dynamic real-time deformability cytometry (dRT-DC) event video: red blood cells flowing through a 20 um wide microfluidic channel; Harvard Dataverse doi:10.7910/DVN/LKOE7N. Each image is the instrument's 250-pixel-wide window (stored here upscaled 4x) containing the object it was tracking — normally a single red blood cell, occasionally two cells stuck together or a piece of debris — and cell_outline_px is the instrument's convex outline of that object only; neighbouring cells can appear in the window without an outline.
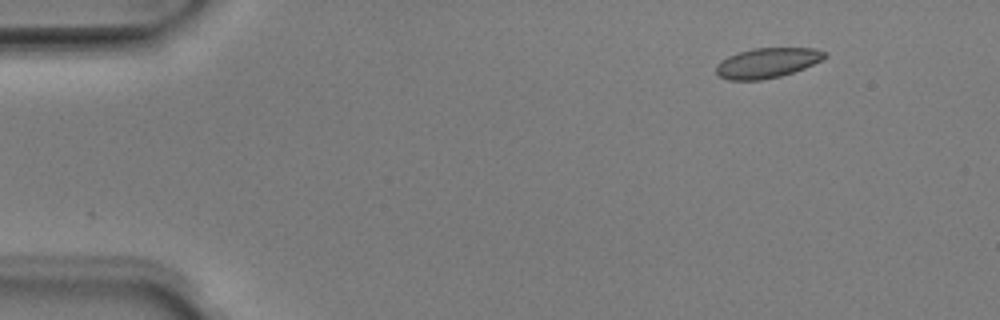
{"species": "Egyptian fruit bat (a non-hibernating species)", "species_latin": "Rousettus aegyptiacus", "temperature_condition": "room temperature", "stored_images_in_passage": 46, "camera_frame_rate_fps": 3000, "um_per_image_px": 0.085, "animal": {"sex": "male"}, "frame": {"image": 1, "passage_image": 1, "time_ms": 0.0, "image_size_px": [1000, 320], "cell_outline_px": [[828, 56], [804, 68], [780, 76], [760, 80], [728, 80], [720, 76], [716, 72], [716, 64], [720, 60], [736, 52], [752, 48], [816, 48], [828, 52]], "centroid_in_image_um": [65.19, 5.33], "position_along_channel_um": 19.8, "area_um2": 19.07}}
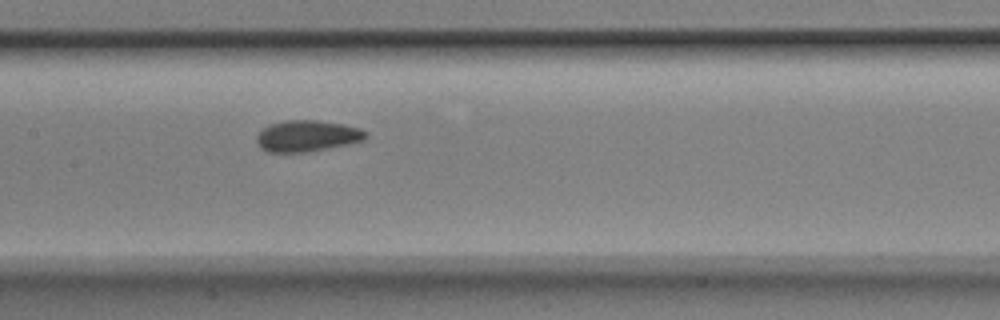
{"frame": {"image": 2, "passage_image": 20, "time_ms": 6.333, "image_size_px": [1000, 320], "cell_outline_px": [[368, 136], [364, 140], [348, 144], [308, 152], [268, 152], [260, 148], [256, 140], [256, 136], [268, 124], [284, 120], [316, 120], [344, 124], [360, 128], [368, 132]], "centroid_in_image_um": [26.11, 11.55], "position_along_channel_um": 181.3, "area_um2": 20.06}}
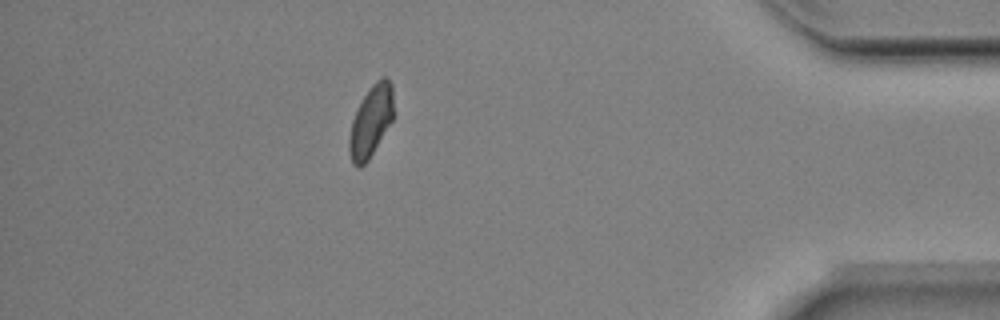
{"frame": {"image": 3, "passage_image": 40, "time_ms": 13.0, "image_size_px": [1000, 320], "cell_outline_px": [[392, 120], [368, 160], [360, 168], [356, 168], [352, 164], [348, 148], [348, 140], [352, 120], [364, 96], [372, 84], [380, 76], [388, 76], [392, 84]], "centroid_in_image_um": [31.51, 10.31], "position_along_channel_um": 403.7, "area_um2": 18.26}, "authors_computed_cell_mechanics": {"area_um2": 19.3919, "velocity_mm_per_s": 3.9856, "shape_relaxation_time_tau1_ms": 3.0853, "shape_relaxation_time_tau2_ms": null, "deformation_change_tau1": 0.0856, "deformation_change_tau2": null}}